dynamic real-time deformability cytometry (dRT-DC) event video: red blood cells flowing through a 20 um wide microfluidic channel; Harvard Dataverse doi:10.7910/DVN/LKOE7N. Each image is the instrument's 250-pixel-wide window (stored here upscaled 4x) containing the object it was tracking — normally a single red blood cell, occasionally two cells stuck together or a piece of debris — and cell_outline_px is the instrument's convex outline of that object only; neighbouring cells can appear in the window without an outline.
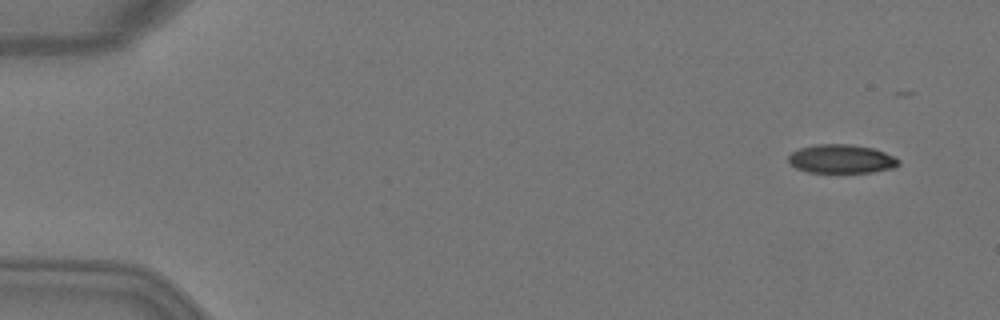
{"species": "Egyptian fruit bat (a non-hibernating species)", "species_latin": "Rousettus aegyptiacus", "temperature_condition": "warm", "stored_images_in_passage": 4, "camera_frame_rate_fps": 3000, "um_per_image_px": 0.085, "animal": {"sex": "female"}, "frame": {"image": 1, "passage_image": 1, "time_ms": 0.0, "image_size_px": [1000, 320], "cell_outline_px": [[900, 164], [896, 168], [872, 172], [808, 172], [796, 168], [788, 160], [788, 156], [792, 152], [800, 148], [816, 144], [852, 144], [872, 148], [884, 152], [900, 160]], "centroid_in_image_um": [71.54, 13.51], "position_along_channel_um": 13.5, "area_um2": 18.44}}
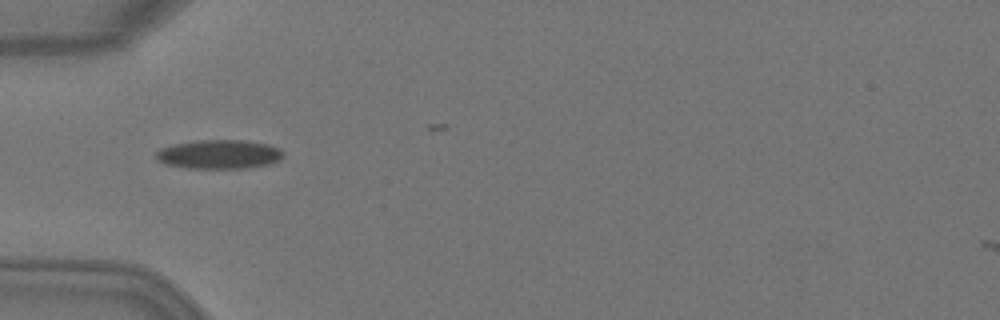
{"frame": {"image": 2, "passage_image": 4, "time_ms": 1.0, "image_size_px": [1000, 320], "cell_outline_px": [[284, 156], [280, 160], [268, 164], [244, 168], [184, 168], [164, 164], [156, 160], [156, 152], [160, 148], [172, 144], [200, 140], [240, 140], [268, 144], [280, 148], [284, 152]], "centroid_in_image_um": [18.6, 13.12], "position_along_channel_um": 66.4, "area_um2": 21.68}}